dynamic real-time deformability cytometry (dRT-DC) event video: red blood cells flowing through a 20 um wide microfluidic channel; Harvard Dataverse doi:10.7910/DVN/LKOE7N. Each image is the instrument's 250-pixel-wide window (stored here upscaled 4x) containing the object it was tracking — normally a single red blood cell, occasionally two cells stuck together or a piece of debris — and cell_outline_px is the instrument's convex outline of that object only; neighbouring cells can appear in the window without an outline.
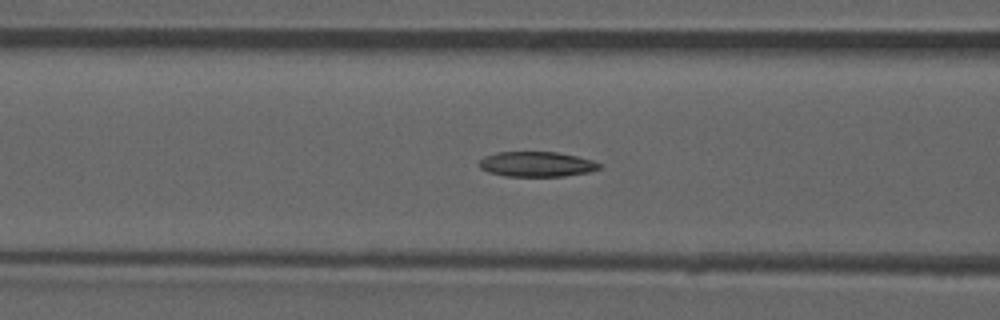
{"species": "common noctule bat (a hibernating species)", "species_latin": "Nyctalus noctula", "temperature_condition": "room temperature", "stored_images_in_passage": 37, "camera_frame_rate_fps": 3000, "um_per_image_px": 0.085, "animal": {"sex": "male", "forearm_length_mm": 52.5}, "frame": {"image": 1, "passage_image": 6, "time_ms": 1.667, "image_size_px": [1000, 320], "cell_outline_px": [[600, 168], [588, 172], [564, 176], [504, 176], [488, 172], [480, 168], [480, 160], [484, 156], [496, 152], [556, 152], [576, 156], [592, 160], [600, 164]], "centroid_in_image_um": [45.58, 13.95], "position_along_channel_um": 121.0, "area_um2": 17.46}, "authors_computed_cell_mechanics": {"area_um2": 17.629, "velocity_mm_per_s": 3.947, "shape_relaxation_time_tau1_ms": null, "shape_relaxation_time_tau2_ms": 6.6639, "deformation_change_tau1": null, "deformation_change_tau2": 0.1181}}